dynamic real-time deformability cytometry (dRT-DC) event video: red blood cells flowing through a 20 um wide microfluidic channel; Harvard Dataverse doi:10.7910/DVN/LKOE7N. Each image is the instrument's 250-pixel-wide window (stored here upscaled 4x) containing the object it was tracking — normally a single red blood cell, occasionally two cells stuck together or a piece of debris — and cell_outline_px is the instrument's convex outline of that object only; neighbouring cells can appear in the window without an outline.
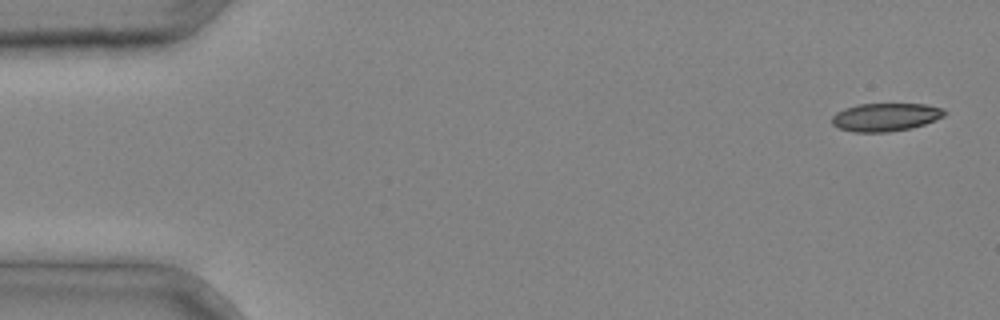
{"species": "common noctule bat (a hibernating species)", "species_latin": "Nyctalus noctula", "temperature_condition": "cold", "stored_images_in_passage": 4, "camera_frame_rate_fps": 3000, "um_per_image_px": 0.085, "animal": {"sex": "male", "body_mass_g": 20.4}, "frame": {"image": 1, "passage_image": 1, "time_ms": 0.0, "image_size_px": [1000, 320], "cell_outline_px": [[948, 112], [944, 116], [924, 124], [912, 128], [888, 132], [852, 132], [840, 128], [832, 124], [832, 116], [836, 112], [844, 108], [856, 104], [924, 104], [944, 108]], "centroid_in_image_um": [75.27, 9.95], "position_along_channel_um": 9.7, "area_um2": 18.55}}
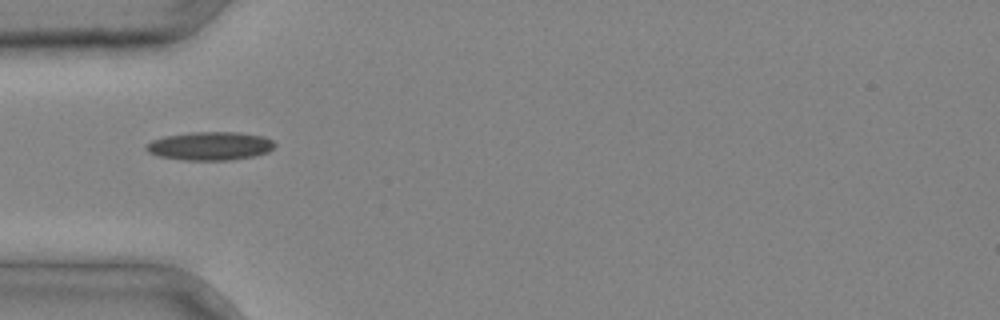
{"frame": {"image": 2, "passage_image": 4, "time_ms": 1.0, "image_size_px": [1000, 320], "cell_outline_px": [[276, 144], [268, 152], [252, 156], [228, 160], [184, 160], [156, 156], [148, 152], [144, 148], [152, 140], [164, 136], [192, 132], [240, 132], [264, 136], [272, 140]], "centroid_in_image_um": [17.84, 12.4], "position_along_channel_um": 67.2, "area_um2": 21.33}}